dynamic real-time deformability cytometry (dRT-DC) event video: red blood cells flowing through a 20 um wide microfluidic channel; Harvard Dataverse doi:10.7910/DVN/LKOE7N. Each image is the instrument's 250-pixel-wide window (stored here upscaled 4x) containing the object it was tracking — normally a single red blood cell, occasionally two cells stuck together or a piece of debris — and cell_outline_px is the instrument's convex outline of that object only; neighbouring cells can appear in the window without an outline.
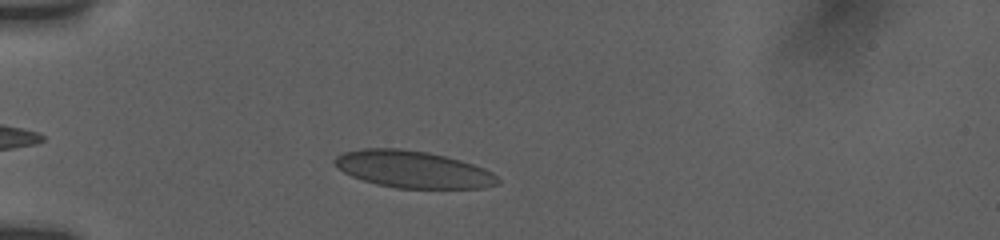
{"species": "human", "species_latin": "Homo sapiens", "temperature_condition": "room temperature", "stored_images_in_passage": 39, "camera_frame_rate_fps": 3000, "um_per_image_px": 0.085, "donor": {"sex": "female"}, "frame": {"image": 1, "passage_image": 5, "time_ms": 1.667, "image_size_px": [1000, 240], "cell_outline_px": [[500, 184], [484, 188], [396, 188], [376, 184], [352, 176], [336, 168], [332, 164], [332, 160], [336, 156], [344, 152], [364, 148], [400, 148], [428, 152], [460, 160], [484, 168], [492, 172], [500, 180]], "centroid_in_image_um": [35.08, 14.39], "position_along_channel_um": 49.9, "area_um2": 35.32}}
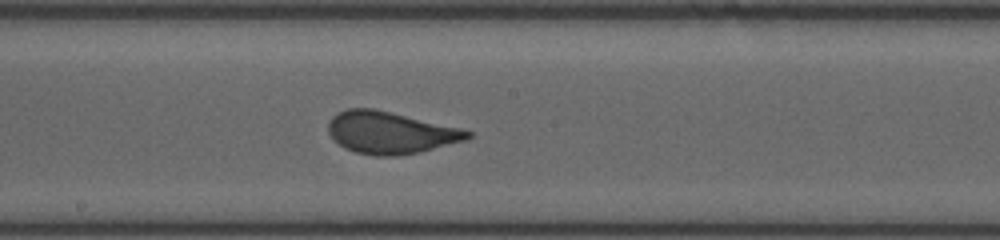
{"frame": {"image": 2, "passage_image": 22, "time_ms": 6.667, "image_size_px": [1000, 240], "cell_outline_px": [[472, 136], [468, 140], [420, 152], [396, 156], [376, 156], [356, 152], [344, 148], [328, 132], [328, 124], [332, 116], [336, 112], [348, 108], [376, 108], [460, 128], [472, 132]], "centroid_in_image_um": [33.19, 11.27], "position_along_channel_um": 215.0, "area_um2": 34.28}}
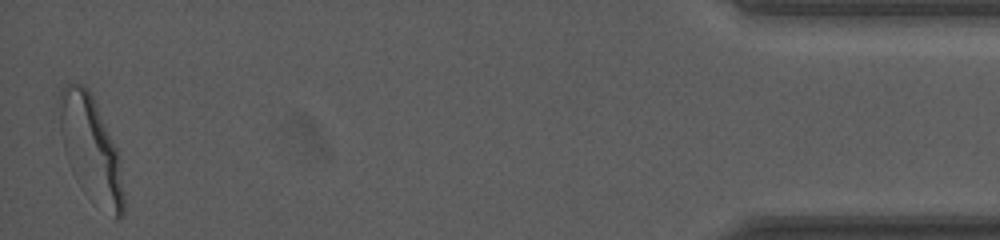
{"frame": {"image": 3, "passage_image": 39, "time_ms": 14.333, "image_size_px": [1000, 240], "cell_outline_px": [[124, 216], [116, 220], [64, 152], [60, 132], [56, 104], [56, 100], [60, 88], [68, 84], [80, 84], [92, 96], [96, 104], [120, 156], [124, 192]], "centroid_in_image_um": [7.72, 12.42], "position_along_channel_um": 427.5, "area_um2": 36.76}, "authors_computed_cell_mechanics": {"area_um2": 34.102, "velocity_mm_per_s": 3.7839, "shape_relaxation_time_tau1_ms": 3.7551, "shape_relaxation_time_tau2_ms": null, "deformation_change_tau1": 0.12, "deformation_change_tau2": null}}